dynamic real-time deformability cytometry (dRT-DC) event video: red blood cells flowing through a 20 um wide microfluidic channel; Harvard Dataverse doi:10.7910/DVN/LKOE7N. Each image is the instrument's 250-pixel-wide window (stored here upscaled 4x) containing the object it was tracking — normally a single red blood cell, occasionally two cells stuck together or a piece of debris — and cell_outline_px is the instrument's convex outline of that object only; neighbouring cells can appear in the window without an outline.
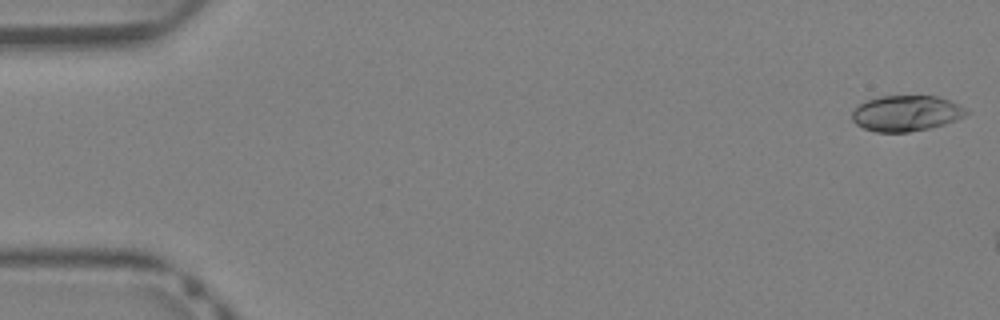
{"species": "Egyptian fruit bat (a non-hibernating species)", "species_latin": "Rousettus aegyptiacus", "temperature_condition": "warm", "stored_images_in_passage": 7, "camera_frame_rate_fps": 3000, "um_per_image_px": 0.085, "animal": {"sex": "female"}, "frame": {"image": 1, "passage_image": 1, "time_ms": 0.0, "image_size_px": [1000, 320], "cell_outline_px": [[972, 112], [956, 120], [944, 124], [928, 128], [908, 132], [876, 132], [864, 128], [856, 124], [852, 120], [852, 112], [864, 100], [880, 96], [936, 96], [948, 100], [968, 108]], "centroid_in_image_um": [77.04, 9.62], "position_along_channel_um": 8.0, "area_um2": 23.87}}